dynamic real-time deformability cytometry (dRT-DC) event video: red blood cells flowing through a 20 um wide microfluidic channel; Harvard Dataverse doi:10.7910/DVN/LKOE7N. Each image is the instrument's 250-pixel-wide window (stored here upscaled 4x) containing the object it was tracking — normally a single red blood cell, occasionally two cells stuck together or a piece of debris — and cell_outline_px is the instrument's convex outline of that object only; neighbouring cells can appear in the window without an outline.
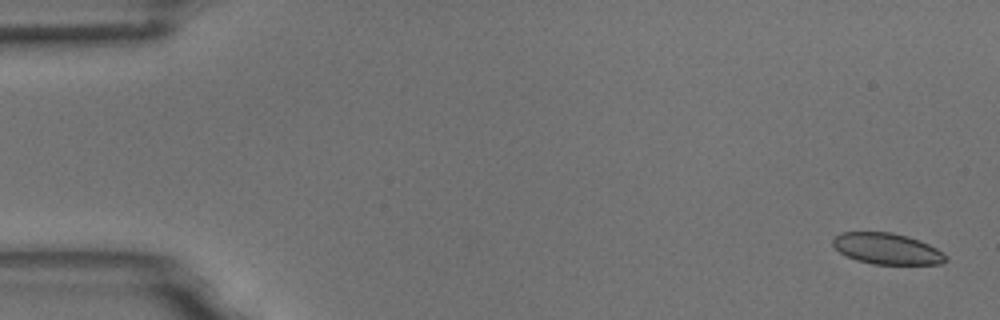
{"species": "common noctule bat (a hibernating species)", "species_latin": "Nyctalus noctula", "temperature_condition": "room temperature", "stored_images_in_passage": 54, "camera_frame_rate_fps": 3000, "um_per_image_px": 0.085, "animal": {"sex": "male", "body_mass_g": 18.8}, "frame": {"image": 1, "passage_image": 1, "time_ms": 0.0, "image_size_px": [1000, 320], "cell_outline_px": [[948, 260], [940, 264], [872, 264], [856, 260], [840, 252], [832, 244], [832, 240], [840, 232], [892, 232], [908, 236], [920, 240], [936, 248], [948, 256]], "centroid_in_image_um": [75.41, 21.14], "position_along_channel_um": 9.6, "area_um2": 20.52}}
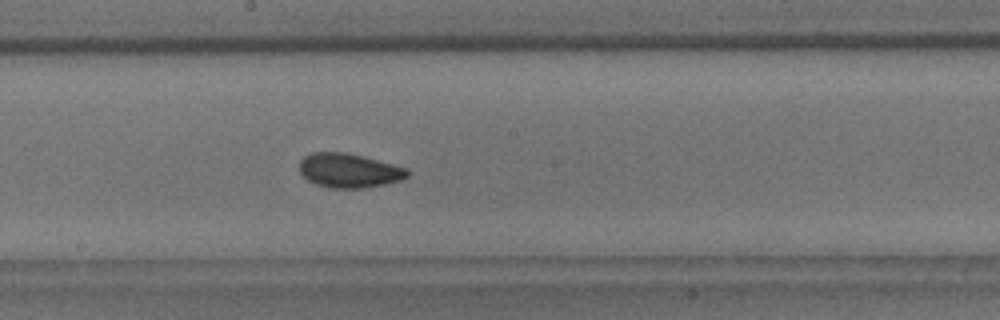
{"frame": {"image": 2, "passage_image": 29, "time_ms": 9.333, "image_size_px": [1000, 320], "cell_outline_px": [[408, 176], [400, 180], [384, 184], [364, 188], [332, 188], [316, 184], [308, 180], [300, 172], [300, 160], [304, 156], [312, 152], [344, 152], [364, 156], [408, 168]], "centroid_in_image_um": [29.66, 14.49], "position_along_channel_um": 218.5, "area_um2": 21.5}}
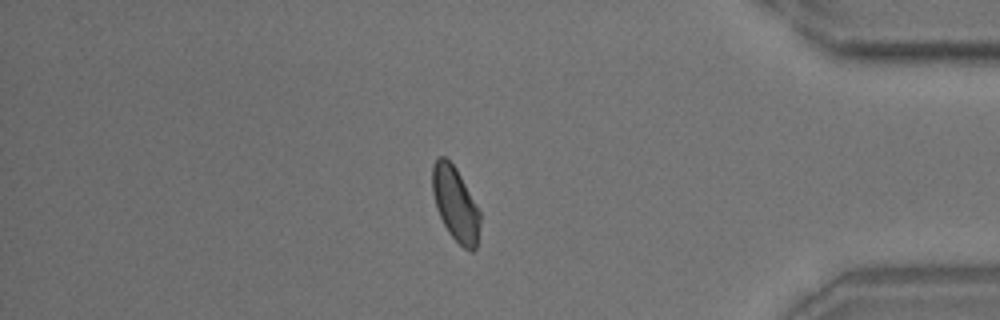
{"frame": {"image": 3, "passage_image": 46, "time_ms": 15.0, "image_size_px": [1000, 320], "cell_outline_px": [[480, 224], [476, 248], [472, 252], [468, 252], [448, 232], [436, 208], [432, 192], [432, 164], [440, 156], [444, 156], [456, 168], [480, 212]], "centroid_in_image_um": [38.7, 17.35], "position_along_channel_um": 396.5, "area_um2": 20.4}, "authors_computed_cell_mechanics": {"area_um2": 21.0681, "velocity_mm_per_s": 3.6865, "shape_relaxation_time_tau1_ms": 8.9876, "shape_relaxation_time_tau2_ms": 1.4457, "deformation_change_tau1": 0.0931, "deformation_change_tau2": 0.0578}}